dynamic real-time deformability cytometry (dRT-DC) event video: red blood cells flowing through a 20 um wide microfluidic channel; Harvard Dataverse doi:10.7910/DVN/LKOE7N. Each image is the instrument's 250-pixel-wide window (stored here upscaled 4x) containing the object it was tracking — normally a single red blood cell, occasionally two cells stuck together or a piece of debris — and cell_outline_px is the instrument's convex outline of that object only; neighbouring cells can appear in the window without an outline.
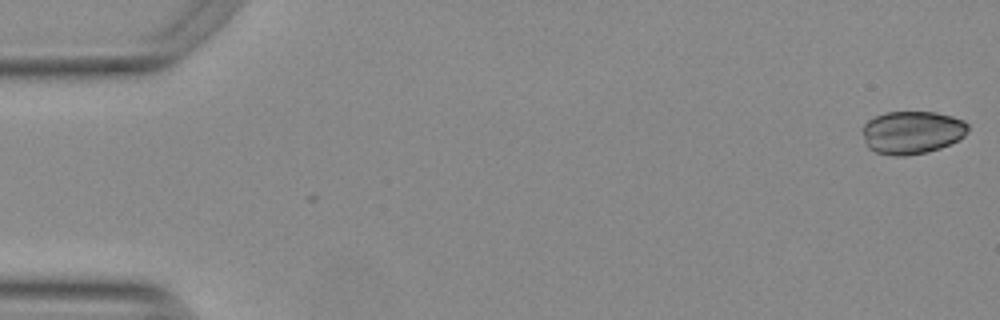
{"species": "Egyptian fruit bat (a non-hibernating species)", "species_latin": "Rousettus aegyptiacus", "temperature_condition": "warm", "stored_images_in_passage": 54, "camera_frame_rate_fps": 3000, "um_per_image_px": 0.085, "animal": {"sex": "female"}, "frame": {"image": 1, "passage_image": 1, "time_ms": 0.0, "image_size_px": [1000, 320], "cell_outline_px": [[968, 132], [960, 140], [940, 148], [928, 152], [904, 156], [892, 156], [876, 152], [868, 148], [864, 140], [864, 124], [868, 120], [884, 112], [936, 112], [952, 116], [964, 120], [968, 124]], "centroid_in_image_um": [77.55, 11.26], "position_along_channel_um": 7.4, "area_um2": 26.59}}
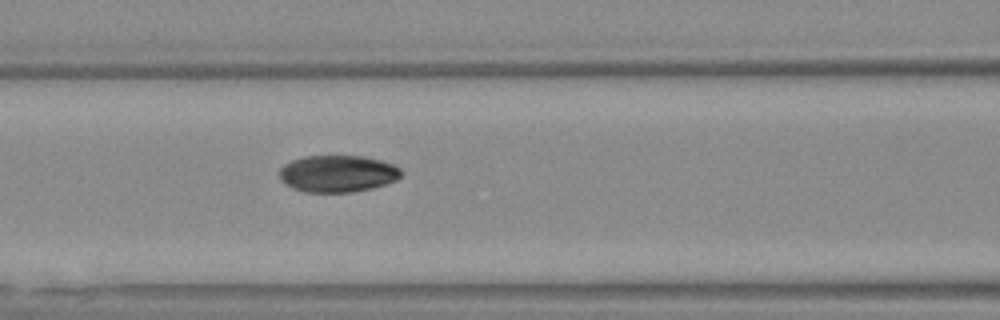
{"frame": {"image": 2, "passage_image": 23, "time_ms": 7.333, "image_size_px": [1000, 320], "cell_outline_px": [[400, 176], [396, 180], [372, 188], [352, 192], [304, 192], [292, 188], [284, 184], [280, 180], [276, 172], [284, 164], [292, 160], [304, 156], [364, 156], [380, 160], [392, 164], [400, 168]], "centroid_in_image_um": [28.63, 14.76], "position_along_channel_um": 138.0, "area_um2": 26.36}}
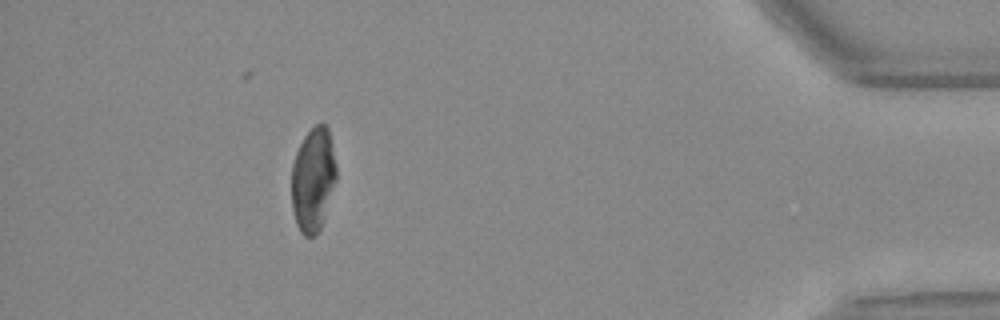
{"frame": {"image": 3, "passage_image": 49, "time_ms": 16.0, "image_size_px": [1000, 320], "cell_outline_px": [[336, 180], [320, 228], [312, 236], [304, 236], [300, 232], [296, 224], [292, 208], [292, 164], [296, 152], [304, 136], [316, 124], [324, 124], [328, 128], [336, 164]], "centroid_in_image_um": [26.6, 15.25], "position_along_channel_um": 408.6, "area_um2": 26.82}, "authors_computed_cell_mechanics": {"area_um2": 27.3394, "velocity_mm_per_s": 3.7606, "shape_relaxation_time_tau1_ms": null, "shape_relaxation_time_tau2_ms": 8.0524, "deformation_change_tau1": null, "deformation_change_tau2": 0.0692}}